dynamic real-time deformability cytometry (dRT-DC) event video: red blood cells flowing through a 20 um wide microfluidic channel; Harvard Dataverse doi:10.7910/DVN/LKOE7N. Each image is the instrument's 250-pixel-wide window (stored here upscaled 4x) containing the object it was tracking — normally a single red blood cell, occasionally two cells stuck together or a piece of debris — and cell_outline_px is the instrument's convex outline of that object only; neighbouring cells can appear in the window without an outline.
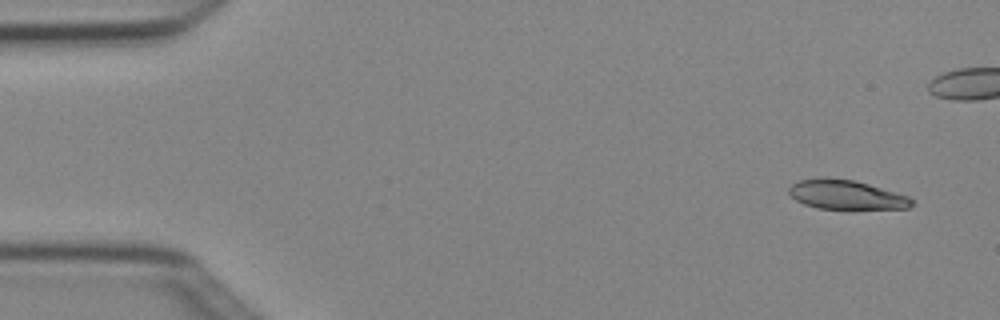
{"species": "Egyptian fruit bat (a non-hibernating species)", "species_latin": "Rousettus aegyptiacus", "temperature_condition": "cold", "stored_images_in_passage": 5, "segment_of_instrument_passage": [2, 2], "camera_frame_rate_fps": 3000, "um_per_image_px": 0.085, "animal": {"sex": "female"}, "frame": {"image": 1, "passage_image": 5, "time_ms": 1.333, "image_size_px": [1000, 320], "cell_outline_px": [[916, 204], [908, 208], [852, 212], [816, 208], [804, 204], [796, 200], [788, 192], [788, 188], [792, 184], [800, 180], [852, 180], [868, 184], [896, 192], [908, 196]], "centroid_in_image_um": [72.03, 16.66], "position_along_channel_um": 13.0, "area_um2": 21.39}}